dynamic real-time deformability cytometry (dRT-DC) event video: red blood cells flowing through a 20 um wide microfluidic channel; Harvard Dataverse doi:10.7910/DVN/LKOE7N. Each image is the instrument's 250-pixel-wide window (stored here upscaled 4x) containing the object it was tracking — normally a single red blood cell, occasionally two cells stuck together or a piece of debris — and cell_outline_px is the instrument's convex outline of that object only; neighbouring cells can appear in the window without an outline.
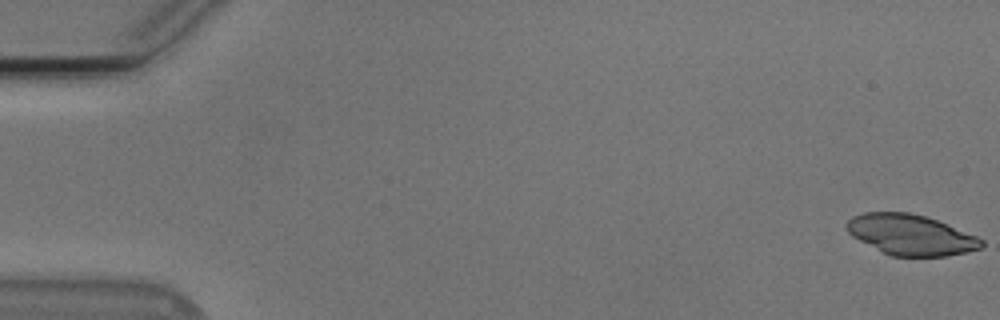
{"species": "Egyptian fruit bat (a non-hibernating species)", "species_latin": "Rousettus aegyptiacus", "temperature_condition": "cold", "stored_images_in_passage": 52, "camera_frame_rate_fps": 3000, "um_per_image_px": 0.085, "animal": {"sex": "male"}, "frame": {"image": 1, "passage_image": 1, "time_ms": 0.0, "image_size_px": [1000, 320], "cell_outline_px": [[984, 244], [980, 248], [948, 256], [892, 256], [852, 236], [844, 228], [848, 220], [852, 216], [864, 212], [908, 212], [924, 216], [936, 220], [976, 236], [984, 240]], "centroid_in_image_um": [77.39, 19.95], "position_along_channel_um": 7.6, "area_um2": 31.44}}